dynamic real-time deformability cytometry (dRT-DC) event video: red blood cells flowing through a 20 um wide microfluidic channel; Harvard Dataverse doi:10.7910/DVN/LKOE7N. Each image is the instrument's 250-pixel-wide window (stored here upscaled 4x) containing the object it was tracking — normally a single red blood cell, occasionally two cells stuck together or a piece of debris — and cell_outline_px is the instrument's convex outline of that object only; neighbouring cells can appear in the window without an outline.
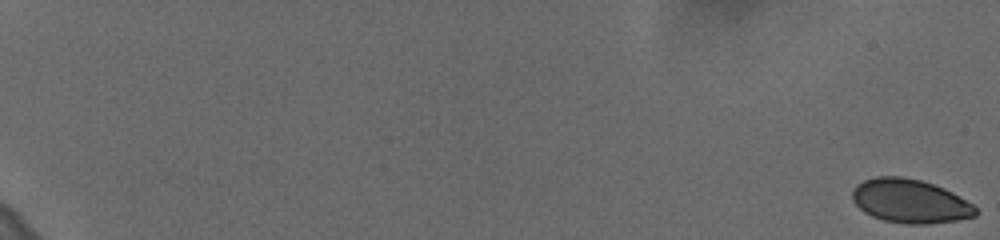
{"species": "human", "species_latin": "Homo sapiens", "temperature_condition": "cold", "stored_images_in_passage": 41, "camera_frame_rate_fps": 3000, "um_per_image_px": 0.085, "donor": {"sex": "female"}, "frame": {"image": 1, "passage_image": 1, "time_ms": 0.0, "image_size_px": [1000, 240], "cell_outline_px": [[976, 216], [956, 220], [928, 224], [904, 224], [884, 220], [872, 216], [864, 212], [852, 200], [852, 192], [856, 184], [864, 180], [876, 176], [900, 176], [920, 180], [944, 188], [952, 192], [972, 204], [976, 208]], "centroid_in_image_um": [77.33, 17.09], "position_along_channel_um": 7.7, "area_um2": 31.39}}
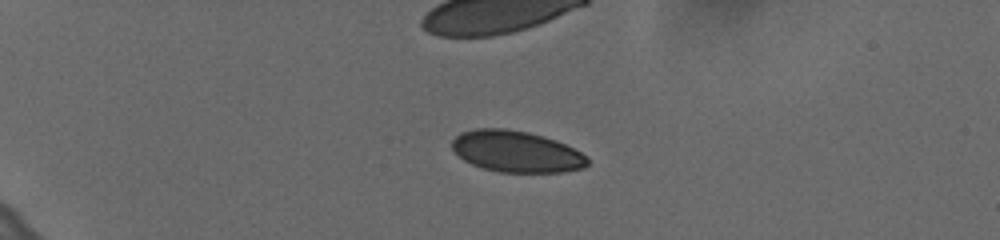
{"frame": {"image": 2, "passage_image": 9, "time_ms": 2.667, "image_size_px": [1000, 240], "cell_outline_px": [[588, 164], [584, 168], [564, 172], [500, 172], [484, 168], [472, 164], [464, 160], [452, 148], [452, 140], [460, 132], [476, 128], [504, 128], [528, 132], [544, 136], [556, 140], [588, 156]], "centroid_in_image_um": [43.9, 12.87], "position_along_channel_um": 41.1, "area_um2": 32.66}}